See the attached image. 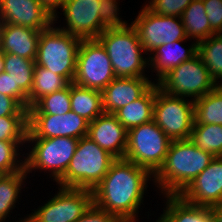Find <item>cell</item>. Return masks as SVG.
Instances as JSON below:
<instances>
[{
	"label": "cell",
	"mask_w": 222,
	"mask_h": 222,
	"mask_svg": "<svg viewBox=\"0 0 222 222\" xmlns=\"http://www.w3.org/2000/svg\"><path fill=\"white\" fill-rule=\"evenodd\" d=\"M153 175L124 158L116 159L94 188L93 203L122 222H138L140 206Z\"/></svg>",
	"instance_id": "6da1fadb"
},
{
	"label": "cell",
	"mask_w": 222,
	"mask_h": 222,
	"mask_svg": "<svg viewBox=\"0 0 222 222\" xmlns=\"http://www.w3.org/2000/svg\"><path fill=\"white\" fill-rule=\"evenodd\" d=\"M215 158L188 140H172L163 165L153 175L160 195H180Z\"/></svg>",
	"instance_id": "7a4b0ae2"
},
{
	"label": "cell",
	"mask_w": 222,
	"mask_h": 222,
	"mask_svg": "<svg viewBox=\"0 0 222 222\" xmlns=\"http://www.w3.org/2000/svg\"><path fill=\"white\" fill-rule=\"evenodd\" d=\"M97 40L108 53L116 77H149V58L142 47L135 27L106 29ZM146 71V72H145Z\"/></svg>",
	"instance_id": "3957f363"
},
{
	"label": "cell",
	"mask_w": 222,
	"mask_h": 222,
	"mask_svg": "<svg viewBox=\"0 0 222 222\" xmlns=\"http://www.w3.org/2000/svg\"><path fill=\"white\" fill-rule=\"evenodd\" d=\"M115 160L89 137H82L65 174L56 182L57 186L93 191Z\"/></svg>",
	"instance_id": "277c9868"
},
{
	"label": "cell",
	"mask_w": 222,
	"mask_h": 222,
	"mask_svg": "<svg viewBox=\"0 0 222 222\" xmlns=\"http://www.w3.org/2000/svg\"><path fill=\"white\" fill-rule=\"evenodd\" d=\"M80 42V38L52 24L41 31L35 63L73 83Z\"/></svg>",
	"instance_id": "5b68a950"
},
{
	"label": "cell",
	"mask_w": 222,
	"mask_h": 222,
	"mask_svg": "<svg viewBox=\"0 0 222 222\" xmlns=\"http://www.w3.org/2000/svg\"><path fill=\"white\" fill-rule=\"evenodd\" d=\"M78 141L72 137L27 138L24 148L30 150L24 154L26 173L30 176L33 171H45L56 183L65 174Z\"/></svg>",
	"instance_id": "8992f818"
},
{
	"label": "cell",
	"mask_w": 222,
	"mask_h": 222,
	"mask_svg": "<svg viewBox=\"0 0 222 222\" xmlns=\"http://www.w3.org/2000/svg\"><path fill=\"white\" fill-rule=\"evenodd\" d=\"M171 139L152 120L128 130L124 159L154 175L163 165Z\"/></svg>",
	"instance_id": "52a82bcc"
},
{
	"label": "cell",
	"mask_w": 222,
	"mask_h": 222,
	"mask_svg": "<svg viewBox=\"0 0 222 222\" xmlns=\"http://www.w3.org/2000/svg\"><path fill=\"white\" fill-rule=\"evenodd\" d=\"M157 83L165 93L193 101L218 86L198 54L171 69Z\"/></svg>",
	"instance_id": "ba28073f"
},
{
	"label": "cell",
	"mask_w": 222,
	"mask_h": 222,
	"mask_svg": "<svg viewBox=\"0 0 222 222\" xmlns=\"http://www.w3.org/2000/svg\"><path fill=\"white\" fill-rule=\"evenodd\" d=\"M153 121L172 140H188L192 131L194 101L165 93L156 83Z\"/></svg>",
	"instance_id": "9c48e42d"
},
{
	"label": "cell",
	"mask_w": 222,
	"mask_h": 222,
	"mask_svg": "<svg viewBox=\"0 0 222 222\" xmlns=\"http://www.w3.org/2000/svg\"><path fill=\"white\" fill-rule=\"evenodd\" d=\"M115 77L108 53L102 44L97 39L81 40L73 83L103 91Z\"/></svg>",
	"instance_id": "30bf717a"
},
{
	"label": "cell",
	"mask_w": 222,
	"mask_h": 222,
	"mask_svg": "<svg viewBox=\"0 0 222 222\" xmlns=\"http://www.w3.org/2000/svg\"><path fill=\"white\" fill-rule=\"evenodd\" d=\"M59 191L32 210L35 222H75L93 203V192L88 189L56 187Z\"/></svg>",
	"instance_id": "8fae6325"
},
{
	"label": "cell",
	"mask_w": 222,
	"mask_h": 222,
	"mask_svg": "<svg viewBox=\"0 0 222 222\" xmlns=\"http://www.w3.org/2000/svg\"><path fill=\"white\" fill-rule=\"evenodd\" d=\"M131 24L137 30L142 47L148 55L158 46L177 40H190L181 17L155 14L145 4Z\"/></svg>",
	"instance_id": "7c38bea8"
},
{
	"label": "cell",
	"mask_w": 222,
	"mask_h": 222,
	"mask_svg": "<svg viewBox=\"0 0 222 222\" xmlns=\"http://www.w3.org/2000/svg\"><path fill=\"white\" fill-rule=\"evenodd\" d=\"M101 0H65L53 15V24L58 23L59 14L65 17V24L60 30L65 31L81 40L97 39L103 32V24L99 17ZM59 13V14H58Z\"/></svg>",
	"instance_id": "4fadbf2b"
},
{
	"label": "cell",
	"mask_w": 222,
	"mask_h": 222,
	"mask_svg": "<svg viewBox=\"0 0 222 222\" xmlns=\"http://www.w3.org/2000/svg\"><path fill=\"white\" fill-rule=\"evenodd\" d=\"M89 121L73 111L64 115L28 114L27 138L87 136Z\"/></svg>",
	"instance_id": "5bb4252c"
},
{
	"label": "cell",
	"mask_w": 222,
	"mask_h": 222,
	"mask_svg": "<svg viewBox=\"0 0 222 222\" xmlns=\"http://www.w3.org/2000/svg\"><path fill=\"white\" fill-rule=\"evenodd\" d=\"M180 196L193 205L222 203V156L215 157Z\"/></svg>",
	"instance_id": "9a60e30c"
},
{
	"label": "cell",
	"mask_w": 222,
	"mask_h": 222,
	"mask_svg": "<svg viewBox=\"0 0 222 222\" xmlns=\"http://www.w3.org/2000/svg\"><path fill=\"white\" fill-rule=\"evenodd\" d=\"M0 18L34 30H45L53 24V15L39 0H0Z\"/></svg>",
	"instance_id": "2e32d148"
},
{
	"label": "cell",
	"mask_w": 222,
	"mask_h": 222,
	"mask_svg": "<svg viewBox=\"0 0 222 222\" xmlns=\"http://www.w3.org/2000/svg\"><path fill=\"white\" fill-rule=\"evenodd\" d=\"M87 137L116 159L124 158L128 131L114 114L103 113L89 122Z\"/></svg>",
	"instance_id": "e0dca14e"
},
{
	"label": "cell",
	"mask_w": 222,
	"mask_h": 222,
	"mask_svg": "<svg viewBox=\"0 0 222 222\" xmlns=\"http://www.w3.org/2000/svg\"><path fill=\"white\" fill-rule=\"evenodd\" d=\"M149 77H115L102 91L104 113L114 114L141 97L155 82Z\"/></svg>",
	"instance_id": "ac0fdd59"
},
{
	"label": "cell",
	"mask_w": 222,
	"mask_h": 222,
	"mask_svg": "<svg viewBox=\"0 0 222 222\" xmlns=\"http://www.w3.org/2000/svg\"><path fill=\"white\" fill-rule=\"evenodd\" d=\"M187 40H177L172 43L158 46L149 55V71L156 73L154 82H158L171 69L179 66L182 62L192 59L198 53V43H189L188 47L182 45Z\"/></svg>",
	"instance_id": "d6986e66"
},
{
	"label": "cell",
	"mask_w": 222,
	"mask_h": 222,
	"mask_svg": "<svg viewBox=\"0 0 222 222\" xmlns=\"http://www.w3.org/2000/svg\"><path fill=\"white\" fill-rule=\"evenodd\" d=\"M41 31L4 23L1 51L35 60Z\"/></svg>",
	"instance_id": "ffe728a7"
},
{
	"label": "cell",
	"mask_w": 222,
	"mask_h": 222,
	"mask_svg": "<svg viewBox=\"0 0 222 222\" xmlns=\"http://www.w3.org/2000/svg\"><path fill=\"white\" fill-rule=\"evenodd\" d=\"M35 65V60L4 53V72H7L14 82V98L26 109L28 95L32 90Z\"/></svg>",
	"instance_id": "44dd1931"
},
{
	"label": "cell",
	"mask_w": 222,
	"mask_h": 222,
	"mask_svg": "<svg viewBox=\"0 0 222 222\" xmlns=\"http://www.w3.org/2000/svg\"><path fill=\"white\" fill-rule=\"evenodd\" d=\"M165 207L155 222H214L209 206L193 205L180 195H163Z\"/></svg>",
	"instance_id": "7402d4cb"
},
{
	"label": "cell",
	"mask_w": 222,
	"mask_h": 222,
	"mask_svg": "<svg viewBox=\"0 0 222 222\" xmlns=\"http://www.w3.org/2000/svg\"><path fill=\"white\" fill-rule=\"evenodd\" d=\"M156 82L138 99L117 110L114 115L128 131L153 120Z\"/></svg>",
	"instance_id": "603a6c76"
},
{
	"label": "cell",
	"mask_w": 222,
	"mask_h": 222,
	"mask_svg": "<svg viewBox=\"0 0 222 222\" xmlns=\"http://www.w3.org/2000/svg\"><path fill=\"white\" fill-rule=\"evenodd\" d=\"M71 111L92 122L103 114L102 91L70 83Z\"/></svg>",
	"instance_id": "cb8c5ba5"
},
{
	"label": "cell",
	"mask_w": 222,
	"mask_h": 222,
	"mask_svg": "<svg viewBox=\"0 0 222 222\" xmlns=\"http://www.w3.org/2000/svg\"><path fill=\"white\" fill-rule=\"evenodd\" d=\"M28 174L25 168L12 174H3L0 177V222H6L21 196L22 189ZM12 210V211H11ZM10 216V217H9Z\"/></svg>",
	"instance_id": "d4e9b609"
},
{
	"label": "cell",
	"mask_w": 222,
	"mask_h": 222,
	"mask_svg": "<svg viewBox=\"0 0 222 222\" xmlns=\"http://www.w3.org/2000/svg\"><path fill=\"white\" fill-rule=\"evenodd\" d=\"M181 18L190 42L193 40L198 43L215 34L211 30L202 0H193L184 10Z\"/></svg>",
	"instance_id": "484cf974"
},
{
	"label": "cell",
	"mask_w": 222,
	"mask_h": 222,
	"mask_svg": "<svg viewBox=\"0 0 222 222\" xmlns=\"http://www.w3.org/2000/svg\"><path fill=\"white\" fill-rule=\"evenodd\" d=\"M194 116L197 124L222 125V85L194 101Z\"/></svg>",
	"instance_id": "4316f807"
},
{
	"label": "cell",
	"mask_w": 222,
	"mask_h": 222,
	"mask_svg": "<svg viewBox=\"0 0 222 222\" xmlns=\"http://www.w3.org/2000/svg\"><path fill=\"white\" fill-rule=\"evenodd\" d=\"M70 83L62 76L35 65L32 90L28 95V108L43 96L66 88Z\"/></svg>",
	"instance_id": "83f0119b"
},
{
	"label": "cell",
	"mask_w": 222,
	"mask_h": 222,
	"mask_svg": "<svg viewBox=\"0 0 222 222\" xmlns=\"http://www.w3.org/2000/svg\"><path fill=\"white\" fill-rule=\"evenodd\" d=\"M211 78L222 85V33L198 42V53Z\"/></svg>",
	"instance_id": "f1b7e54d"
},
{
	"label": "cell",
	"mask_w": 222,
	"mask_h": 222,
	"mask_svg": "<svg viewBox=\"0 0 222 222\" xmlns=\"http://www.w3.org/2000/svg\"><path fill=\"white\" fill-rule=\"evenodd\" d=\"M189 141L215 157L222 156V125L197 124L194 121Z\"/></svg>",
	"instance_id": "f546056e"
},
{
	"label": "cell",
	"mask_w": 222,
	"mask_h": 222,
	"mask_svg": "<svg viewBox=\"0 0 222 222\" xmlns=\"http://www.w3.org/2000/svg\"><path fill=\"white\" fill-rule=\"evenodd\" d=\"M71 111L70 84L57 92L38 99L28 108V114L64 115Z\"/></svg>",
	"instance_id": "4dcf8cb0"
},
{
	"label": "cell",
	"mask_w": 222,
	"mask_h": 222,
	"mask_svg": "<svg viewBox=\"0 0 222 222\" xmlns=\"http://www.w3.org/2000/svg\"><path fill=\"white\" fill-rule=\"evenodd\" d=\"M28 133V116L0 117V141L15 142L25 150Z\"/></svg>",
	"instance_id": "1f68e13d"
},
{
	"label": "cell",
	"mask_w": 222,
	"mask_h": 222,
	"mask_svg": "<svg viewBox=\"0 0 222 222\" xmlns=\"http://www.w3.org/2000/svg\"><path fill=\"white\" fill-rule=\"evenodd\" d=\"M19 150L23 152L15 142L0 141V173L12 174L24 169L25 151Z\"/></svg>",
	"instance_id": "d6a6232c"
},
{
	"label": "cell",
	"mask_w": 222,
	"mask_h": 222,
	"mask_svg": "<svg viewBox=\"0 0 222 222\" xmlns=\"http://www.w3.org/2000/svg\"><path fill=\"white\" fill-rule=\"evenodd\" d=\"M118 3L120 4V0H101L98 12L103 24V31L130 25L119 15L121 11Z\"/></svg>",
	"instance_id": "836d02e7"
},
{
	"label": "cell",
	"mask_w": 222,
	"mask_h": 222,
	"mask_svg": "<svg viewBox=\"0 0 222 222\" xmlns=\"http://www.w3.org/2000/svg\"><path fill=\"white\" fill-rule=\"evenodd\" d=\"M192 1L193 0H146L145 6L153 13L161 16L181 17L184 10Z\"/></svg>",
	"instance_id": "e575fe53"
},
{
	"label": "cell",
	"mask_w": 222,
	"mask_h": 222,
	"mask_svg": "<svg viewBox=\"0 0 222 222\" xmlns=\"http://www.w3.org/2000/svg\"><path fill=\"white\" fill-rule=\"evenodd\" d=\"M211 30L215 34L222 33V0H202Z\"/></svg>",
	"instance_id": "d590c367"
},
{
	"label": "cell",
	"mask_w": 222,
	"mask_h": 222,
	"mask_svg": "<svg viewBox=\"0 0 222 222\" xmlns=\"http://www.w3.org/2000/svg\"><path fill=\"white\" fill-rule=\"evenodd\" d=\"M75 222H122L116 215L97 207L94 203Z\"/></svg>",
	"instance_id": "8d00e7d4"
},
{
	"label": "cell",
	"mask_w": 222,
	"mask_h": 222,
	"mask_svg": "<svg viewBox=\"0 0 222 222\" xmlns=\"http://www.w3.org/2000/svg\"><path fill=\"white\" fill-rule=\"evenodd\" d=\"M4 116H28V109L15 98L0 93V117Z\"/></svg>",
	"instance_id": "74e56055"
},
{
	"label": "cell",
	"mask_w": 222,
	"mask_h": 222,
	"mask_svg": "<svg viewBox=\"0 0 222 222\" xmlns=\"http://www.w3.org/2000/svg\"><path fill=\"white\" fill-rule=\"evenodd\" d=\"M0 93L14 98V82L7 72L0 73Z\"/></svg>",
	"instance_id": "f35d334b"
},
{
	"label": "cell",
	"mask_w": 222,
	"mask_h": 222,
	"mask_svg": "<svg viewBox=\"0 0 222 222\" xmlns=\"http://www.w3.org/2000/svg\"><path fill=\"white\" fill-rule=\"evenodd\" d=\"M41 4L52 14L54 15L58 8H60L65 0H39Z\"/></svg>",
	"instance_id": "ab89813d"
},
{
	"label": "cell",
	"mask_w": 222,
	"mask_h": 222,
	"mask_svg": "<svg viewBox=\"0 0 222 222\" xmlns=\"http://www.w3.org/2000/svg\"><path fill=\"white\" fill-rule=\"evenodd\" d=\"M214 222H222V203L210 207Z\"/></svg>",
	"instance_id": "60d3db41"
},
{
	"label": "cell",
	"mask_w": 222,
	"mask_h": 222,
	"mask_svg": "<svg viewBox=\"0 0 222 222\" xmlns=\"http://www.w3.org/2000/svg\"><path fill=\"white\" fill-rule=\"evenodd\" d=\"M26 215L27 216H25V217L19 218L18 221H16V222H35L29 214H26Z\"/></svg>",
	"instance_id": "b9f144b4"
},
{
	"label": "cell",
	"mask_w": 222,
	"mask_h": 222,
	"mask_svg": "<svg viewBox=\"0 0 222 222\" xmlns=\"http://www.w3.org/2000/svg\"><path fill=\"white\" fill-rule=\"evenodd\" d=\"M3 30H4V22L0 18V49H1V46H2Z\"/></svg>",
	"instance_id": "7bdbcfd3"
},
{
	"label": "cell",
	"mask_w": 222,
	"mask_h": 222,
	"mask_svg": "<svg viewBox=\"0 0 222 222\" xmlns=\"http://www.w3.org/2000/svg\"><path fill=\"white\" fill-rule=\"evenodd\" d=\"M4 71V53L0 49V73Z\"/></svg>",
	"instance_id": "ee69618b"
}]
</instances>
